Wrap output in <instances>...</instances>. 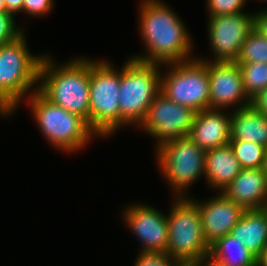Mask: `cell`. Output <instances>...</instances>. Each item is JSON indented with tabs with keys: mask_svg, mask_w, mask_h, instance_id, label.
Instances as JSON below:
<instances>
[{
	"mask_svg": "<svg viewBox=\"0 0 267 266\" xmlns=\"http://www.w3.org/2000/svg\"><path fill=\"white\" fill-rule=\"evenodd\" d=\"M140 9V34L149 53L132 59L158 65L190 60V34L170 6L160 0H143Z\"/></svg>",
	"mask_w": 267,
	"mask_h": 266,
	"instance_id": "cell-1",
	"label": "cell"
},
{
	"mask_svg": "<svg viewBox=\"0 0 267 266\" xmlns=\"http://www.w3.org/2000/svg\"><path fill=\"white\" fill-rule=\"evenodd\" d=\"M52 60L47 55L41 60L38 80L42 82L38 91L51 103L81 116L89 125L90 60L78 58L61 67H56Z\"/></svg>",
	"mask_w": 267,
	"mask_h": 266,
	"instance_id": "cell-2",
	"label": "cell"
},
{
	"mask_svg": "<svg viewBox=\"0 0 267 266\" xmlns=\"http://www.w3.org/2000/svg\"><path fill=\"white\" fill-rule=\"evenodd\" d=\"M24 33L0 46V115H11L36 82L43 56L32 55Z\"/></svg>",
	"mask_w": 267,
	"mask_h": 266,
	"instance_id": "cell-3",
	"label": "cell"
},
{
	"mask_svg": "<svg viewBox=\"0 0 267 266\" xmlns=\"http://www.w3.org/2000/svg\"><path fill=\"white\" fill-rule=\"evenodd\" d=\"M33 91L30 98H27L32 114L43 136L55 148L75 152L88 144L91 136H97L81 116L51 103L38 88Z\"/></svg>",
	"mask_w": 267,
	"mask_h": 266,
	"instance_id": "cell-4",
	"label": "cell"
},
{
	"mask_svg": "<svg viewBox=\"0 0 267 266\" xmlns=\"http://www.w3.org/2000/svg\"><path fill=\"white\" fill-rule=\"evenodd\" d=\"M161 65L135 59L128 60L121 69L120 126L140 125L154 98L160 92Z\"/></svg>",
	"mask_w": 267,
	"mask_h": 266,
	"instance_id": "cell-5",
	"label": "cell"
},
{
	"mask_svg": "<svg viewBox=\"0 0 267 266\" xmlns=\"http://www.w3.org/2000/svg\"><path fill=\"white\" fill-rule=\"evenodd\" d=\"M112 66L106 61H90L89 127L102 137L120 127L121 69L118 72Z\"/></svg>",
	"mask_w": 267,
	"mask_h": 266,
	"instance_id": "cell-6",
	"label": "cell"
},
{
	"mask_svg": "<svg viewBox=\"0 0 267 266\" xmlns=\"http://www.w3.org/2000/svg\"><path fill=\"white\" fill-rule=\"evenodd\" d=\"M167 254L178 262H195L210 255L202 231L201 214L188 197H177L167 216Z\"/></svg>",
	"mask_w": 267,
	"mask_h": 266,
	"instance_id": "cell-7",
	"label": "cell"
},
{
	"mask_svg": "<svg viewBox=\"0 0 267 266\" xmlns=\"http://www.w3.org/2000/svg\"><path fill=\"white\" fill-rule=\"evenodd\" d=\"M168 73L160 78V92L196 113L210 109L208 61L198 58L166 64ZM171 66V67H170Z\"/></svg>",
	"mask_w": 267,
	"mask_h": 266,
	"instance_id": "cell-8",
	"label": "cell"
},
{
	"mask_svg": "<svg viewBox=\"0 0 267 266\" xmlns=\"http://www.w3.org/2000/svg\"><path fill=\"white\" fill-rule=\"evenodd\" d=\"M157 163L177 197L205 173V151L189 137L168 141L157 148Z\"/></svg>",
	"mask_w": 267,
	"mask_h": 266,
	"instance_id": "cell-9",
	"label": "cell"
},
{
	"mask_svg": "<svg viewBox=\"0 0 267 266\" xmlns=\"http://www.w3.org/2000/svg\"><path fill=\"white\" fill-rule=\"evenodd\" d=\"M195 114L191 108L177 104L159 92L139 127L158 139L156 146L159 148L168 141L187 137Z\"/></svg>",
	"mask_w": 267,
	"mask_h": 266,
	"instance_id": "cell-10",
	"label": "cell"
},
{
	"mask_svg": "<svg viewBox=\"0 0 267 266\" xmlns=\"http://www.w3.org/2000/svg\"><path fill=\"white\" fill-rule=\"evenodd\" d=\"M253 30V15L238 12L209 17L208 33L215 61L235 62Z\"/></svg>",
	"mask_w": 267,
	"mask_h": 266,
	"instance_id": "cell-11",
	"label": "cell"
},
{
	"mask_svg": "<svg viewBox=\"0 0 267 266\" xmlns=\"http://www.w3.org/2000/svg\"><path fill=\"white\" fill-rule=\"evenodd\" d=\"M208 77L210 109L224 110L233 105L240 109L251 104L237 63L208 60Z\"/></svg>",
	"mask_w": 267,
	"mask_h": 266,
	"instance_id": "cell-12",
	"label": "cell"
},
{
	"mask_svg": "<svg viewBox=\"0 0 267 266\" xmlns=\"http://www.w3.org/2000/svg\"><path fill=\"white\" fill-rule=\"evenodd\" d=\"M123 213L126 224L142 242L141 252L167 253L169 236L167 216L143 203L133 204Z\"/></svg>",
	"mask_w": 267,
	"mask_h": 266,
	"instance_id": "cell-13",
	"label": "cell"
},
{
	"mask_svg": "<svg viewBox=\"0 0 267 266\" xmlns=\"http://www.w3.org/2000/svg\"><path fill=\"white\" fill-rule=\"evenodd\" d=\"M198 207L204 239L209 247L229 235L246 211L222 192L207 202L191 199Z\"/></svg>",
	"mask_w": 267,
	"mask_h": 266,
	"instance_id": "cell-14",
	"label": "cell"
},
{
	"mask_svg": "<svg viewBox=\"0 0 267 266\" xmlns=\"http://www.w3.org/2000/svg\"><path fill=\"white\" fill-rule=\"evenodd\" d=\"M221 192L245 210L267 208V177L262 168L242 169Z\"/></svg>",
	"mask_w": 267,
	"mask_h": 266,
	"instance_id": "cell-15",
	"label": "cell"
},
{
	"mask_svg": "<svg viewBox=\"0 0 267 266\" xmlns=\"http://www.w3.org/2000/svg\"><path fill=\"white\" fill-rule=\"evenodd\" d=\"M220 109H206L195 114L189 137L204 151L229 144L231 114Z\"/></svg>",
	"mask_w": 267,
	"mask_h": 266,
	"instance_id": "cell-16",
	"label": "cell"
},
{
	"mask_svg": "<svg viewBox=\"0 0 267 266\" xmlns=\"http://www.w3.org/2000/svg\"><path fill=\"white\" fill-rule=\"evenodd\" d=\"M242 167L229 144L205 151V177L211 187L223 191ZM222 189V190H221Z\"/></svg>",
	"mask_w": 267,
	"mask_h": 266,
	"instance_id": "cell-17",
	"label": "cell"
},
{
	"mask_svg": "<svg viewBox=\"0 0 267 266\" xmlns=\"http://www.w3.org/2000/svg\"><path fill=\"white\" fill-rule=\"evenodd\" d=\"M230 235L257 259L267 245V208L246 210Z\"/></svg>",
	"mask_w": 267,
	"mask_h": 266,
	"instance_id": "cell-18",
	"label": "cell"
},
{
	"mask_svg": "<svg viewBox=\"0 0 267 266\" xmlns=\"http://www.w3.org/2000/svg\"><path fill=\"white\" fill-rule=\"evenodd\" d=\"M233 112L230 140L254 142L267 148V116L251 104Z\"/></svg>",
	"mask_w": 267,
	"mask_h": 266,
	"instance_id": "cell-19",
	"label": "cell"
},
{
	"mask_svg": "<svg viewBox=\"0 0 267 266\" xmlns=\"http://www.w3.org/2000/svg\"><path fill=\"white\" fill-rule=\"evenodd\" d=\"M209 257L221 266H256L257 259L230 234L210 247Z\"/></svg>",
	"mask_w": 267,
	"mask_h": 266,
	"instance_id": "cell-20",
	"label": "cell"
},
{
	"mask_svg": "<svg viewBox=\"0 0 267 266\" xmlns=\"http://www.w3.org/2000/svg\"><path fill=\"white\" fill-rule=\"evenodd\" d=\"M233 153L242 169L262 168L266 148L258 143L230 140Z\"/></svg>",
	"mask_w": 267,
	"mask_h": 266,
	"instance_id": "cell-21",
	"label": "cell"
},
{
	"mask_svg": "<svg viewBox=\"0 0 267 266\" xmlns=\"http://www.w3.org/2000/svg\"><path fill=\"white\" fill-rule=\"evenodd\" d=\"M246 95L251 100L267 87V63L238 64Z\"/></svg>",
	"mask_w": 267,
	"mask_h": 266,
	"instance_id": "cell-22",
	"label": "cell"
},
{
	"mask_svg": "<svg viewBox=\"0 0 267 266\" xmlns=\"http://www.w3.org/2000/svg\"><path fill=\"white\" fill-rule=\"evenodd\" d=\"M267 63V38L252 30L241 46L237 64Z\"/></svg>",
	"mask_w": 267,
	"mask_h": 266,
	"instance_id": "cell-23",
	"label": "cell"
},
{
	"mask_svg": "<svg viewBox=\"0 0 267 266\" xmlns=\"http://www.w3.org/2000/svg\"><path fill=\"white\" fill-rule=\"evenodd\" d=\"M14 15L9 12H0V46L11 43L24 32L16 27Z\"/></svg>",
	"mask_w": 267,
	"mask_h": 266,
	"instance_id": "cell-24",
	"label": "cell"
},
{
	"mask_svg": "<svg viewBox=\"0 0 267 266\" xmlns=\"http://www.w3.org/2000/svg\"><path fill=\"white\" fill-rule=\"evenodd\" d=\"M247 0H207L209 17L242 12Z\"/></svg>",
	"mask_w": 267,
	"mask_h": 266,
	"instance_id": "cell-25",
	"label": "cell"
},
{
	"mask_svg": "<svg viewBox=\"0 0 267 266\" xmlns=\"http://www.w3.org/2000/svg\"><path fill=\"white\" fill-rule=\"evenodd\" d=\"M177 263L167 253L140 252L134 266H176Z\"/></svg>",
	"mask_w": 267,
	"mask_h": 266,
	"instance_id": "cell-26",
	"label": "cell"
},
{
	"mask_svg": "<svg viewBox=\"0 0 267 266\" xmlns=\"http://www.w3.org/2000/svg\"><path fill=\"white\" fill-rule=\"evenodd\" d=\"M54 0H23V11L29 15L41 16L50 12Z\"/></svg>",
	"mask_w": 267,
	"mask_h": 266,
	"instance_id": "cell-27",
	"label": "cell"
},
{
	"mask_svg": "<svg viewBox=\"0 0 267 266\" xmlns=\"http://www.w3.org/2000/svg\"><path fill=\"white\" fill-rule=\"evenodd\" d=\"M253 30L267 38V10L253 13Z\"/></svg>",
	"mask_w": 267,
	"mask_h": 266,
	"instance_id": "cell-28",
	"label": "cell"
},
{
	"mask_svg": "<svg viewBox=\"0 0 267 266\" xmlns=\"http://www.w3.org/2000/svg\"><path fill=\"white\" fill-rule=\"evenodd\" d=\"M251 105L267 116V87L251 99Z\"/></svg>",
	"mask_w": 267,
	"mask_h": 266,
	"instance_id": "cell-29",
	"label": "cell"
},
{
	"mask_svg": "<svg viewBox=\"0 0 267 266\" xmlns=\"http://www.w3.org/2000/svg\"><path fill=\"white\" fill-rule=\"evenodd\" d=\"M7 12L15 14L23 11V0H4Z\"/></svg>",
	"mask_w": 267,
	"mask_h": 266,
	"instance_id": "cell-30",
	"label": "cell"
},
{
	"mask_svg": "<svg viewBox=\"0 0 267 266\" xmlns=\"http://www.w3.org/2000/svg\"><path fill=\"white\" fill-rule=\"evenodd\" d=\"M256 266H267V245L263 248L261 255L257 258Z\"/></svg>",
	"mask_w": 267,
	"mask_h": 266,
	"instance_id": "cell-31",
	"label": "cell"
},
{
	"mask_svg": "<svg viewBox=\"0 0 267 266\" xmlns=\"http://www.w3.org/2000/svg\"><path fill=\"white\" fill-rule=\"evenodd\" d=\"M198 266H221V265L213 261L210 257H208V258L199 260Z\"/></svg>",
	"mask_w": 267,
	"mask_h": 266,
	"instance_id": "cell-32",
	"label": "cell"
},
{
	"mask_svg": "<svg viewBox=\"0 0 267 266\" xmlns=\"http://www.w3.org/2000/svg\"><path fill=\"white\" fill-rule=\"evenodd\" d=\"M262 170H263L265 176L267 177V148L265 150V157H264V161H263V165H262Z\"/></svg>",
	"mask_w": 267,
	"mask_h": 266,
	"instance_id": "cell-33",
	"label": "cell"
},
{
	"mask_svg": "<svg viewBox=\"0 0 267 266\" xmlns=\"http://www.w3.org/2000/svg\"><path fill=\"white\" fill-rule=\"evenodd\" d=\"M176 266H198V261L195 262H178Z\"/></svg>",
	"mask_w": 267,
	"mask_h": 266,
	"instance_id": "cell-34",
	"label": "cell"
},
{
	"mask_svg": "<svg viewBox=\"0 0 267 266\" xmlns=\"http://www.w3.org/2000/svg\"><path fill=\"white\" fill-rule=\"evenodd\" d=\"M0 12H7L4 0H0Z\"/></svg>",
	"mask_w": 267,
	"mask_h": 266,
	"instance_id": "cell-35",
	"label": "cell"
}]
</instances>
